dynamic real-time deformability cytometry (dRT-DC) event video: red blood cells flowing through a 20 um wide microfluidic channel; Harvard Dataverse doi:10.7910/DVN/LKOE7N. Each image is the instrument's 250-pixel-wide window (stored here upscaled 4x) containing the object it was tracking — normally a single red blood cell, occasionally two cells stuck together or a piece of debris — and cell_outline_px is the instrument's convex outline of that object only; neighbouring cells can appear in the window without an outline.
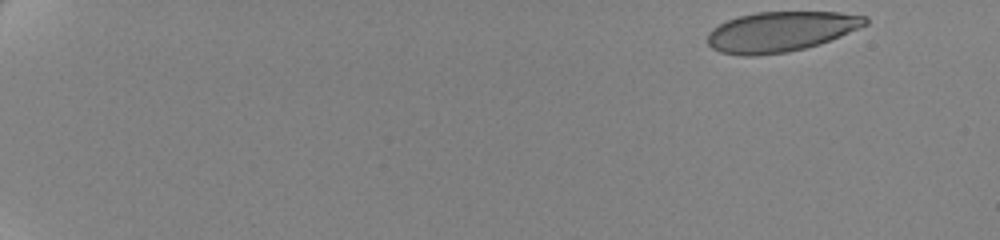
{"species": "human", "species_latin": "Homo sapiens", "temperature_condition": "cold", "stored_images_in_passage": 12, "camera_frame_rate_fps": 3000, "um_per_image_px": 0.085, "donor": {"sex": "female"}, "frame": {"image": 1, "passage_image": 1, "time_ms": 0.0, "image_size_px": [1000, 240], "cell_outline_px": [[868, 24], [840, 36], [820, 44], [788, 52], [756, 56], [740, 56], [720, 52], [712, 48], [708, 44], [708, 32], [712, 28], [728, 20], [740, 16], [756, 12], [840, 12], [868, 16]], "centroid_in_image_um": [66.36, 2.69], "position_along_channel_um": 18.6, "area_um2": 36.99}}